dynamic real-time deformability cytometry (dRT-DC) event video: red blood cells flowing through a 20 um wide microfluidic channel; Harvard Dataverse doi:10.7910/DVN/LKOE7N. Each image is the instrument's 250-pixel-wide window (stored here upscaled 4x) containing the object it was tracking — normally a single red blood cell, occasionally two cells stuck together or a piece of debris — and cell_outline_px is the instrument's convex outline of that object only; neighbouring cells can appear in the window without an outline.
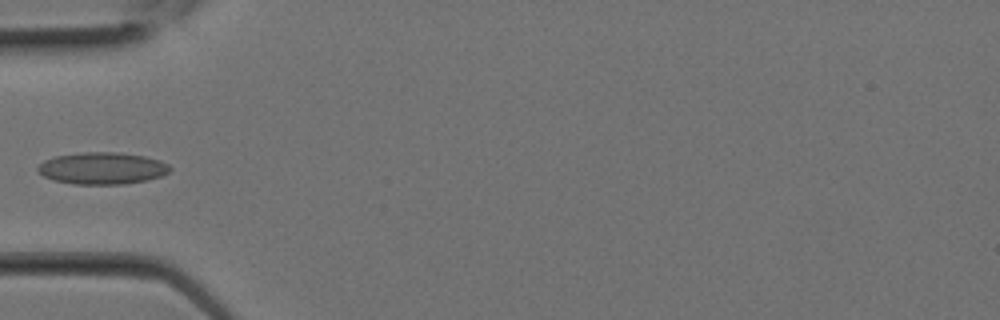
{"species": "Egyptian fruit bat (a non-hibernating species)", "species_latin": "Rousettus aegyptiacus", "temperature_condition": "room temperature", "stored_images_in_passage": 24, "camera_frame_rate_fps": 3000, "um_per_image_px": 0.085, "animal": {"sex": "female"}, "frame": {"image": 1, "passage_image": 8, "time_ms": 2.333, "image_size_px": [1000, 320], "cell_outline_px": [[172, 168], [168, 172], [160, 176], [144, 180], [124, 184], [72, 184], [52, 180], [36, 172], [36, 168], [44, 160], [56, 156], [84, 152], [116, 152], [144, 156], [160, 160], [168, 164]], "centroid_in_image_um": [8.65, 14.3], "position_along_channel_um": 76.3, "area_um2": 24.57}}
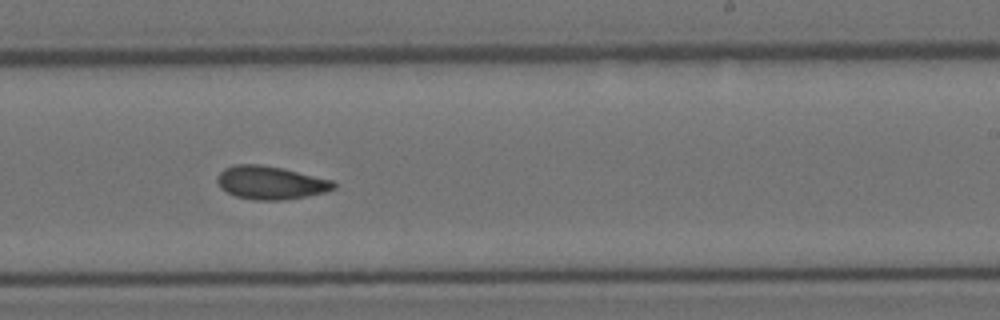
{"frame": {"image": 2, "passage_image": 15, "time_ms": 4.667, "image_size_px": [1000, 320], "cell_outline_px": [[336, 188], [324, 192], [308, 196], [284, 200], [252, 200], [236, 196], [220, 188], [216, 180], [216, 176], [224, 168], [236, 164], [260, 164], [284, 168], [332, 180], [336, 184]], "centroid_in_image_um": [22.99, 15.52], "position_along_channel_um": 266.0, "area_um2": 22.72}}
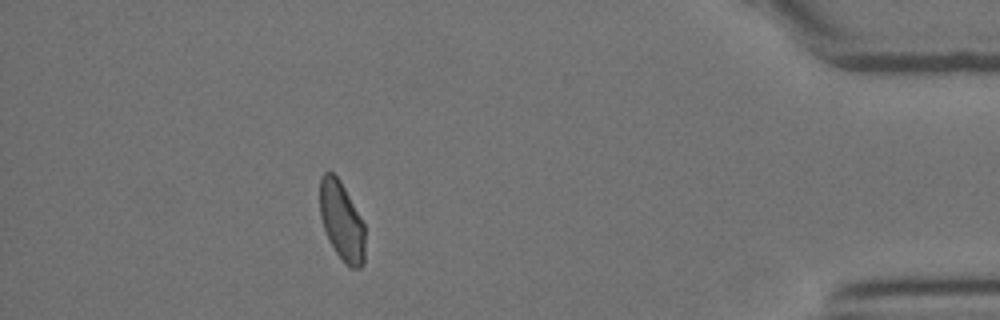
{"frame": {"image": 3, "passage_image": 22, "time_ms": 7.0, "image_size_px": [1000, 320], "cell_outline_px": [[364, 264], [360, 268], [348, 268], [344, 264], [328, 240], [320, 216], [320, 176], [324, 172], [332, 172], [340, 180], [364, 224]], "centroid_in_image_um": [29.03, 18.83], "position_along_channel_um": 406.2, "area_um2": 20.75}}